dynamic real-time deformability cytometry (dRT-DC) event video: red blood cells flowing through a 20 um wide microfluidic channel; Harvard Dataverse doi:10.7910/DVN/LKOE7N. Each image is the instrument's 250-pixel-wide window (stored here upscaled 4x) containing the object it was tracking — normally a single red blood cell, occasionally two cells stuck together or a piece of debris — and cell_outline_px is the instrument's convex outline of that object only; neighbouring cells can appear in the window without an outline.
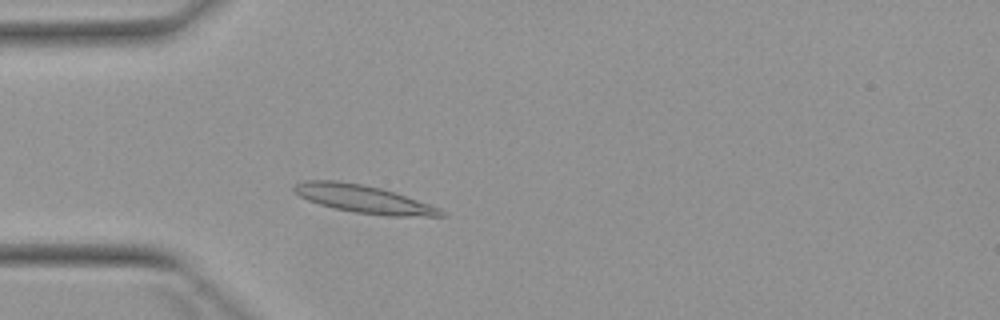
{"species": "Egyptian fruit bat (a non-hibernating species)", "species_latin": "Rousettus aegyptiacus", "temperature_condition": "warm", "stored_images_in_passage": 3, "camera_frame_rate_fps": 3000, "um_per_image_px": 0.085, "animal": {"sex": "female"}, "frame": {"image": 1, "passage_image": 3, "time_ms": 2.333, "image_size_px": [1000, 320], "cell_outline_px": [[448, 216], [388, 216], [356, 212], [332, 208], [308, 200], [292, 192], [292, 184], [304, 180], [336, 180], [360, 184], [380, 188], [396, 192], [440, 208]], "centroid_in_image_um": [30.87, 16.91], "position_along_channel_um": 54.1, "area_um2": 23.93}}